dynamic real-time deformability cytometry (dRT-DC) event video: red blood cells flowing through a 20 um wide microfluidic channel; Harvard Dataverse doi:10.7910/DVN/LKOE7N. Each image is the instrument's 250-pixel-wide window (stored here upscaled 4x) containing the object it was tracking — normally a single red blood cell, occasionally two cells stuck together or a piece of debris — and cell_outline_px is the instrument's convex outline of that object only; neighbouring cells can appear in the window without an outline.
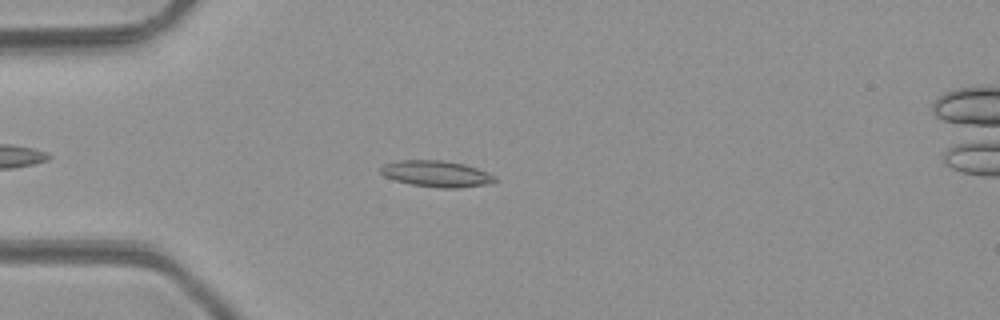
{"species": "common noctule bat (a hibernating species)", "species_latin": "Nyctalus noctula", "temperature_condition": "room temperature", "stored_images_in_passage": 38, "camera_frame_rate_fps": 3000, "um_per_image_px": 0.085, "animal": {"sex": "male", "body_mass_g": 23.1, "forearm_length_mm": 52.7}, "frame": {"image": 1, "passage_image": 3, "time_ms": 0.667, "image_size_px": [1000, 320], "cell_outline_px": [[500, 180], [488, 184], [460, 188], [440, 188], [412, 184], [396, 180], [384, 176], [380, 172], [380, 168], [384, 164], [400, 160], [440, 160], [464, 164], [488, 172], [496, 176]], "centroid_in_image_um": [37.14, 14.77], "position_along_channel_um": 47.9, "area_um2": 17.51}}
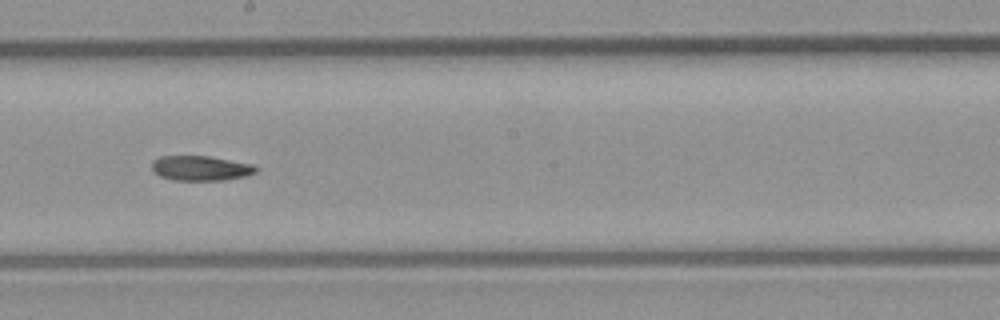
{"frame": {"image": 2, "passage_image": 17, "time_ms": 5.333, "image_size_px": [1000, 320], "cell_outline_px": [[256, 172], [244, 176], [224, 180], [176, 180], [160, 176], [152, 168], [152, 160], [160, 156], [208, 156], [252, 164], [256, 168]], "centroid_in_image_um": [17.03, 14.29], "position_along_channel_um": 231.2, "area_um2": 14.85}}
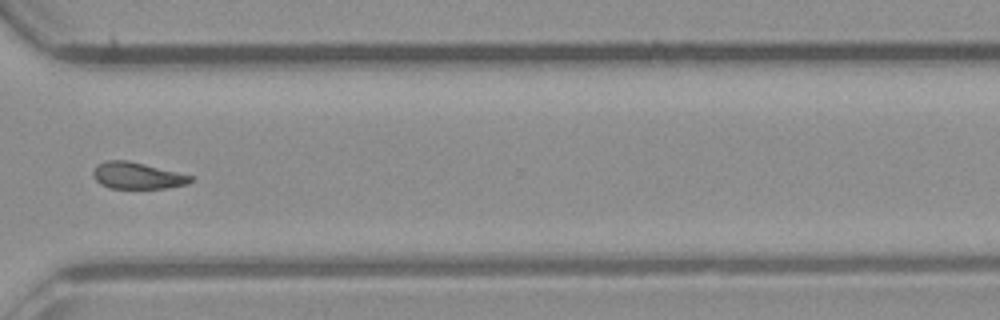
{"frame": {"image": 3, "passage_image": 26, "time_ms": 8.333, "image_size_px": [1000, 320], "cell_outline_px": [[192, 180], [188, 184], [168, 188], [108, 188], [100, 184], [92, 176], [92, 172], [96, 164], [108, 160], [128, 160], [192, 176]], "centroid_in_image_um": [11.61, 14.93], "position_along_channel_um": 359.0, "area_um2": 15.09}}